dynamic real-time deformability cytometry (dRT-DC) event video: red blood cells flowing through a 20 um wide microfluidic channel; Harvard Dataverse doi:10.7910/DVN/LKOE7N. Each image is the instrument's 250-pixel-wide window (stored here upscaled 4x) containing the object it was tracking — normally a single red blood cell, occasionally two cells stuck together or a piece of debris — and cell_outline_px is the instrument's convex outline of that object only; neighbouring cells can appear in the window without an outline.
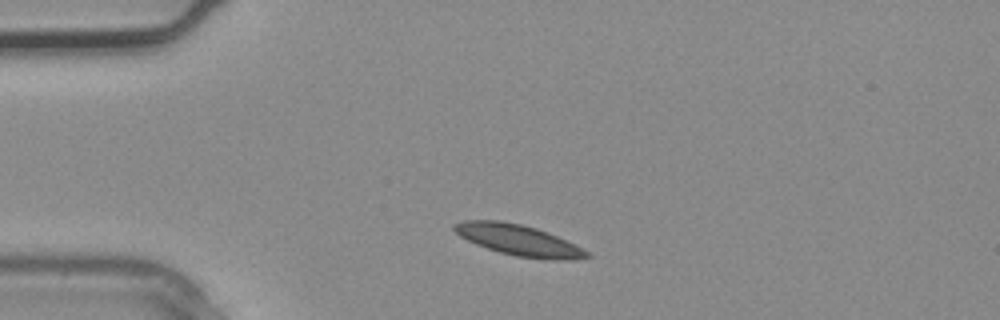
{"species": "common noctule bat (a hibernating species)", "species_latin": "Nyctalus noctula", "temperature_condition": "warm", "stored_images_in_passage": 1, "camera_frame_rate_fps": 3000, "um_per_image_px": 0.085, "animal": {"sex": "male", "body_mass_g": 20.4}, "frame": {"image": 1, "passage_image": 1, "time_ms": 0.0, "image_size_px": [1000, 320], "cell_outline_px": [[592, 256], [568, 260], [552, 260], [516, 256], [500, 252], [476, 244], [460, 236], [452, 228], [452, 224], [464, 220], [500, 220], [520, 224], [536, 228], [548, 232], [588, 252]], "centroid_in_image_um": [44.03, 20.4], "position_along_channel_um": 41.0, "area_um2": 23.52}}